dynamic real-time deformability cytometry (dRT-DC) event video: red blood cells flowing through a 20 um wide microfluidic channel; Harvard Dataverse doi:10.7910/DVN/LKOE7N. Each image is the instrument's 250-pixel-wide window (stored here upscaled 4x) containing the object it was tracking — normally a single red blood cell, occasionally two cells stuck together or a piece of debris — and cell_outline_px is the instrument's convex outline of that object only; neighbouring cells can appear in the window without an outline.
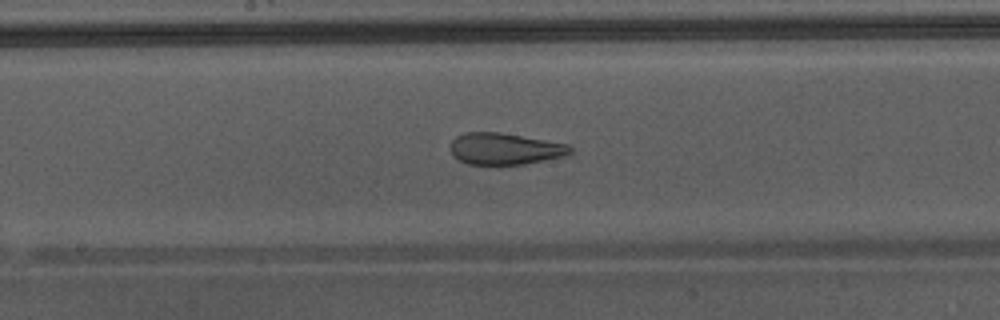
{"species": "Egyptian fruit bat (a non-hibernating species)", "species_latin": "Rousettus aegyptiacus", "temperature_condition": "warm", "stored_images_in_passage": 14, "camera_frame_rate_fps": 3000, "um_per_image_px": 0.085, "animal": {"sex": "male"}, "frame": {"image": 1, "passage_image": 12, "time_ms": 3.667, "image_size_px": [1000, 320], "cell_outline_px": [[572, 152], [560, 156], [524, 164], [468, 164], [452, 156], [452, 140], [456, 136], [464, 132], [500, 132], [568, 144], [572, 148]], "centroid_in_image_um": [42.88, 12.63], "position_along_channel_um": 205.3, "area_um2": 21.73}}